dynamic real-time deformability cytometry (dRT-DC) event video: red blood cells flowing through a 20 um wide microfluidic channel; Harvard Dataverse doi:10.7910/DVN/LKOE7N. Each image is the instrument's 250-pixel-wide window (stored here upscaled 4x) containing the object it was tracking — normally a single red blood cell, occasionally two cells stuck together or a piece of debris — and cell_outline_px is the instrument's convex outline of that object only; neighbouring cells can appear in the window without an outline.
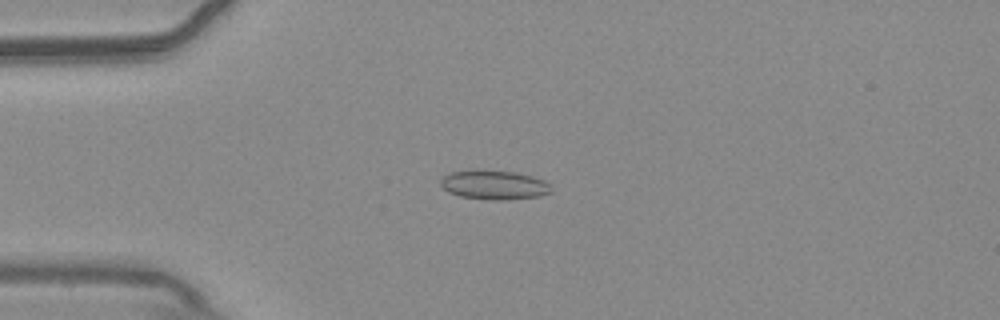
{"species": "common noctule bat (a hibernating species)", "species_latin": "Nyctalus noctula", "temperature_condition": "warm", "stored_images_in_passage": 54, "camera_frame_rate_fps": 3000, "um_per_image_px": 0.085, "animal": {"sex": "male", "body_mass_g": 20.4}, "frame": {"image": 1, "passage_image": 14, "time_ms": 4.333, "image_size_px": [1000, 320], "cell_outline_px": [[552, 192], [540, 196], [504, 200], [488, 200], [460, 196], [448, 192], [440, 184], [440, 180], [444, 176], [452, 172], [516, 172], [532, 176], [544, 180], [552, 188]], "centroid_in_image_um": [42.05, 15.76], "position_along_channel_um": 43.0, "area_um2": 18.26}}
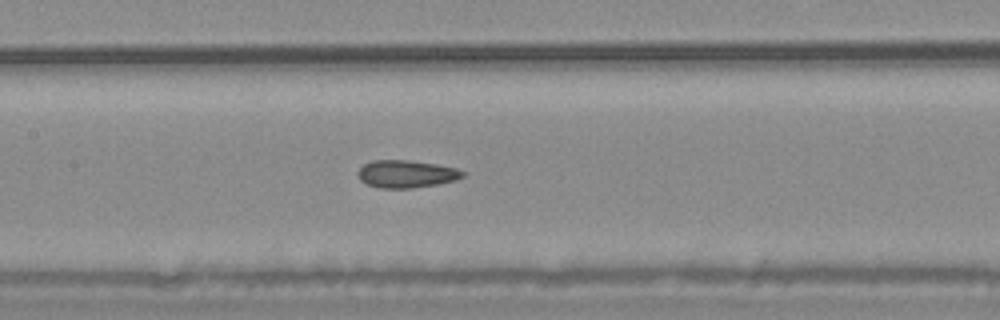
{"frame": {"image": 2, "passage_image": 26, "time_ms": 8.333, "image_size_px": [1000, 320], "cell_outline_px": [[464, 176], [456, 180], [436, 184], [412, 188], [380, 188], [368, 184], [360, 180], [356, 172], [364, 164], [372, 160], [408, 160], [436, 164], [456, 168], [464, 172]], "centroid_in_image_um": [34.51, 14.78], "position_along_channel_um": 172.9, "area_um2": 16.76}}
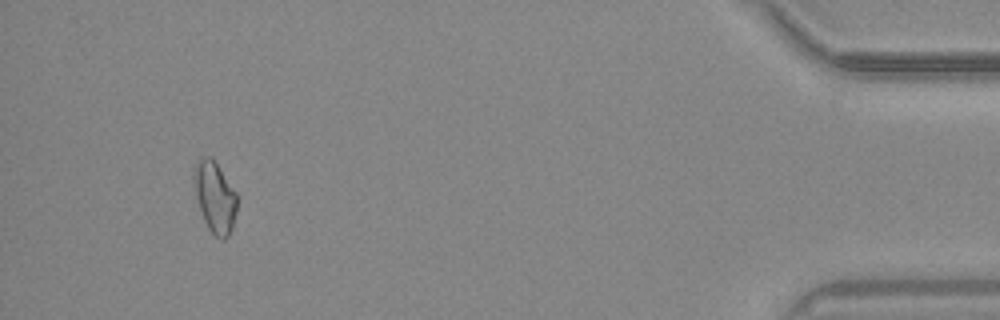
{"frame": {"image": 3, "passage_image": 51, "time_ms": 16.667, "image_size_px": [1000, 320], "cell_outline_px": [[236, 212], [232, 228], [228, 236], [224, 240], [220, 240], [208, 228], [204, 220], [196, 196], [192, 180], [192, 168], [204, 156], [212, 156], [236, 192]], "centroid_in_image_um": [18.24, 16.73], "position_along_channel_um": 417.0, "area_um2": 17.86}, "authors_computed_cell_mechanics": {"area_um2": 17.2244, "velocity_mm_per_s": 3.766, "shape_relaxation_time_tau1_ms": null, "shape_relaxation_time_tau2_ms": 3.1423, "deformation_change_tau1": null, "deformation_change_tau2": 0.0895}}